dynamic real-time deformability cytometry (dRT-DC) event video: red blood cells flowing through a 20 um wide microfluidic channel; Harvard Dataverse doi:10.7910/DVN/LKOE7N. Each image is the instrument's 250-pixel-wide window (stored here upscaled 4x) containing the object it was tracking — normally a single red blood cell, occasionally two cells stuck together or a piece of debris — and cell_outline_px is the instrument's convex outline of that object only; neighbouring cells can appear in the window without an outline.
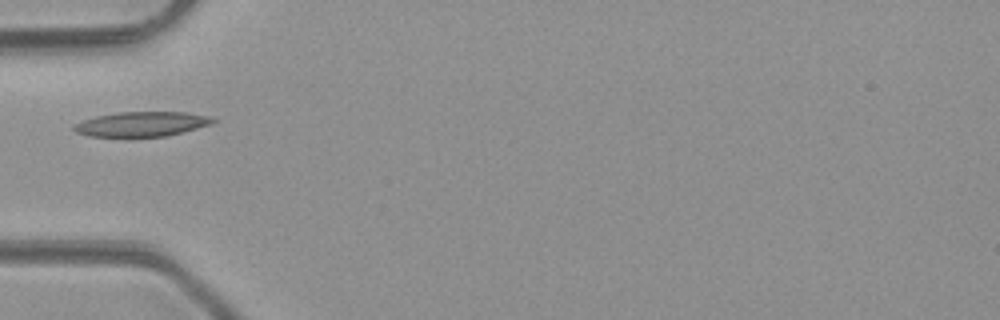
{"species": "common noctule bat (a hibernating species)", "species_latin": "Nyctalus noctula", "temperature_condition": "room temperature", "stored_images_in_passage": 1, "camera_frame_rate_fps": 3000, "um_per_image_px": 0.085, "animal": {"sex": "male", "body_mass_g": 23.1, "forearm_length_mm": 52.7}, "frame": {"image": 1, "passage_image": 1, "time_ms": 0.0, "image_size_px": [1000, 320], "cell_outline_px": [[216, 120], [212, 124], [168, 136], [132, 140], [128, 140], [88, 136], [76, 132], [72, 128], [72, 124], [96, 116], [120, 112], [188, 112], [208, 116]], "centroid_in_image_um": [11.98, 10.6], "position_along_channel_um": 73.0, "area_um2": 21.15}}